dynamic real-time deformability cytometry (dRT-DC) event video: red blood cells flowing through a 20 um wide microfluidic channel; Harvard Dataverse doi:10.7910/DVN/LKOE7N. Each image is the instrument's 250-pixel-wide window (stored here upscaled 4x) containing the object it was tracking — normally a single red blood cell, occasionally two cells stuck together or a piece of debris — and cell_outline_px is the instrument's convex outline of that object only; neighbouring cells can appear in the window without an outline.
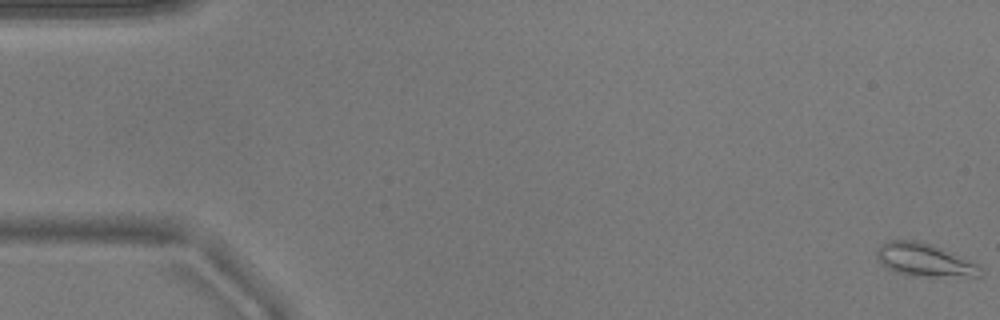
{"species": "common noctule bat (a hibernating species)", "species_latin": "Nyctalus noctula", "temperature_condition": "warm", "stored_images_in_passage": 53, "camera_frame_rate_fps": 3000, "um_per_image_px": 0.085, "animal": {"sex": "male", "body_mass_g": 17.9}, "frame": {"image": 1, "passage_image": 1, "time_ms": 0.0, "image_size_px": [1000, 320], "cell_outline_px": [[984, 272], [980, 276], [912, 276], [896, 272], [888, 268], [876, 256], [876, 248], [880, 244], [888, 240], [920, 240], [980, 264], [984, 268]], "centroid_in_image_um": [78.61, 22.09], "position_along_channel_um": 6.4, "area_um2": 20.0}}
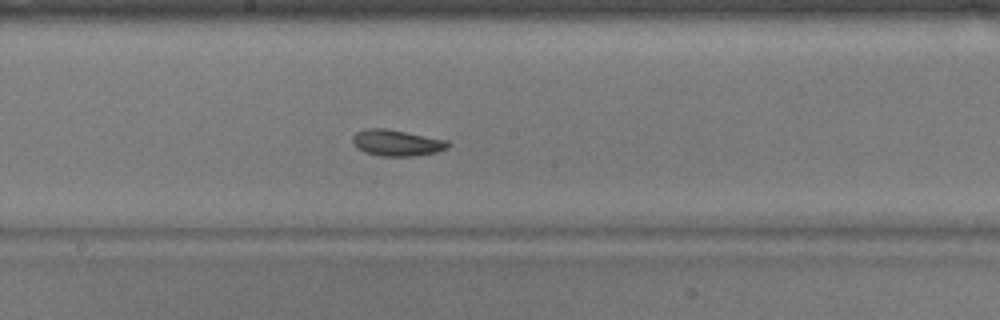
{"frame": {"image": 2, "passage_image": 29, "time_ms": 9.333, "image_size_px": [1000, 320], "cell_outline_px": [[452, 144], [448, 148], [436, 152], [416, 156], [380, 156], [364, 152], [356, 148], [352, 144], [352, 136], [356, 132], [368, 128], [384, 128], [448, 140]], "centroid_in_image_um": [33.71, 12.15], "position_along_channel_um": 214.5, "area_um2": 14.74}}
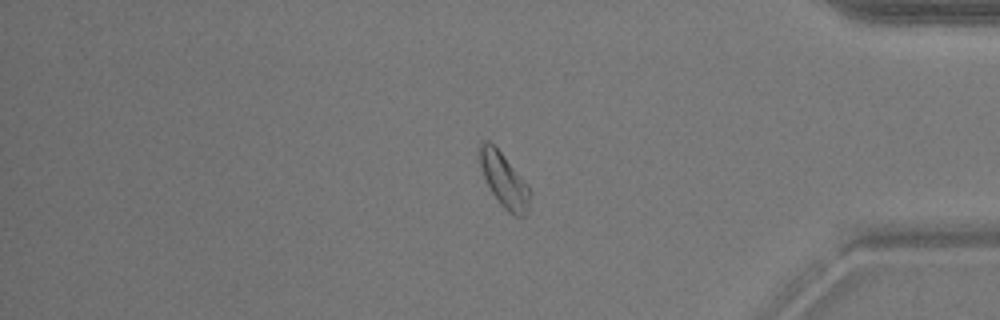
{"frame": {"image": 3, "passage_image": 45, "time_ms": 14.667, "image_size_px": [1000, 320], "cell_outline_px": [[528, 212], [524, 216], [512, 216], [500, 204], [492, 192], [484, 176], [480, 164], [480, 140], [488, 140], [500, 152], [516, 172], [528, 188]], "centroid_in_image_um": [42.81, 15.34], "position_along_channel_um": 392.4, "area_um2": 15.03}, "authors_computed_cell_mechanics": {"area_um2": 15.317, "velocity_mm_per_s": 3.8334, "shape_relaxation_time_tau1_ms": 4.9184, "shape_relaxation_time_tau2_ms": 2.7013, "deformation_change_tau1": 0.1023, "deformation_change_tau2": 0.0798}}